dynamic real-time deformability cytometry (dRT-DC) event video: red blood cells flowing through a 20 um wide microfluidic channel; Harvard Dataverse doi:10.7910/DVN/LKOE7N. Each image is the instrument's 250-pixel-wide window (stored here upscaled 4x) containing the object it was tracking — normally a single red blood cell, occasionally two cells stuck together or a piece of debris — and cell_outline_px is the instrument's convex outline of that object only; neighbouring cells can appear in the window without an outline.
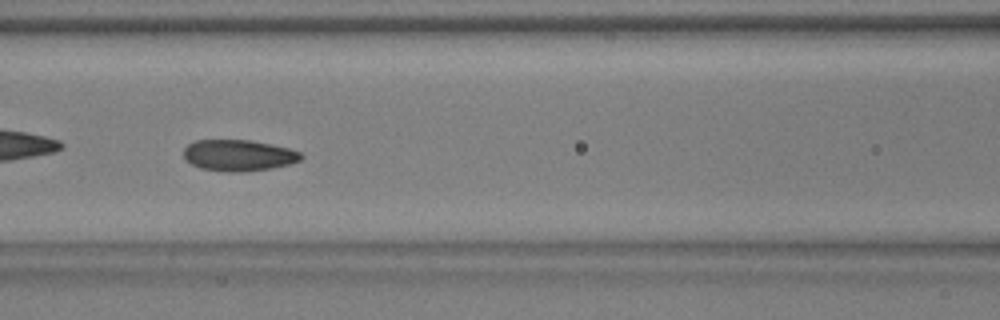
{"species": "common noctule bat (a hibernating species)", "species_latin": "Nyctalus noctula", "temperature_condition": "warm", "stored_images_in_passage": 54, "camera_frame_rate_fps": 3000, "um_per_image_px": 0.085, "animal": {"sex": "male", "body_mass_g": 17.9, "forearm_length_mm": 54.2}, "frame": {"image": 1, "passage_image": 24, "time_ms": 7.667, "image_size_px": [1000, 320], "cell_outline_px": [[304, 156], [300, 160], [288, 164], [272, 168], [244, 172], [228, 172], [200, 168], [184, 160], [184, 148], [188, 144], [196, 140], [252, 140], [272, 144], [288, 148], [300, 152]], "centroid_in_image_um": [20.27, 13.2], "position_along_channel_um": 146.3, "area_um2": 21.5}}
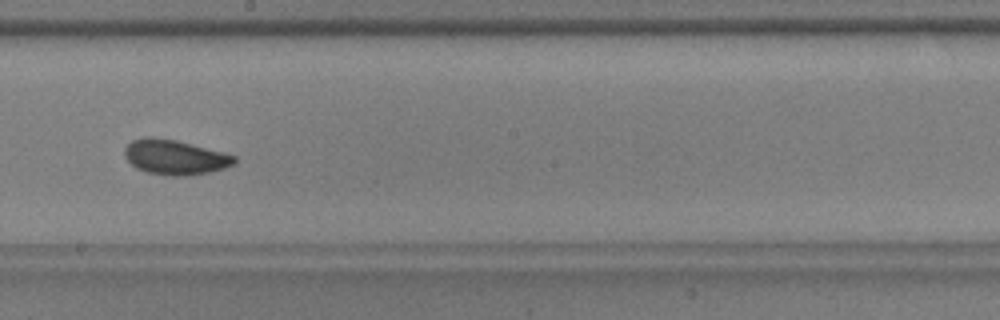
{"frame": {"image": 2, "passage_image": 31, "time_ms": 10.0, "image_size_px": [1000, 320], "cell_outline_px": [[236, 164], [224, 168], [208, 172], [188, 176], [172, 176], [148, 172], [136, 168], [124, 156], [124, 148], [132, 140], [144, 136], [176, 140], [224, 152], [236, 156]], "centroid_in_image_um": [14.88, 13.36], "position_along_channel_um": 233.3, "area_um2": 22.31}}
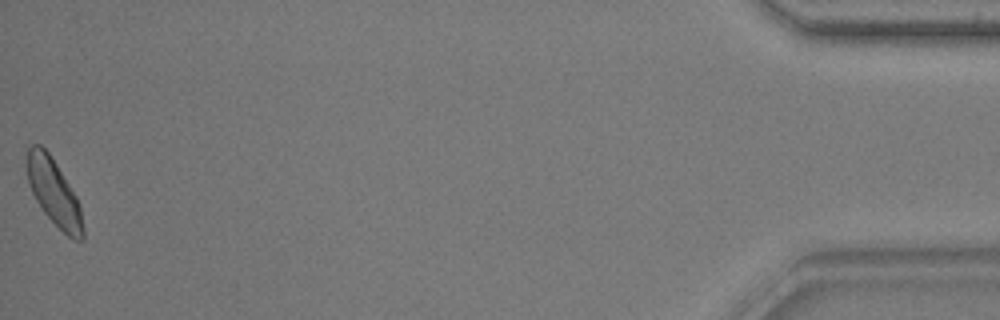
{"frame": {"image": 3, "passage_image": 54, "time_ms": 17.667, "image_size_px": [1000, 320], "cell_outline_px": [[84, 240], [76, 240], [68, 236], [44, 212], [36, 200], [32, 192], [28, 180], [24, 164], [28, 148], [32, 144], [40, 144], [48, 152], [56, 164], [76, 196], [80, 204], [84, 228]], "centroid_in_image_um": [4.57, 16.32], "position_along_channel_um": 430.6, "area_um2": 21.62}, "authors_computed_cell_mechanics": {"area_um2": 21.2993, "velocity_mm_per_s": 3.7394, "shape_relaxation_time_tau1_ms": 5.0162, "shape_relaxation_time_tau2_ms": 1.4587, "deformation_change_tau1": 0.1361, "deformation_change_tau2": 0.0589}}